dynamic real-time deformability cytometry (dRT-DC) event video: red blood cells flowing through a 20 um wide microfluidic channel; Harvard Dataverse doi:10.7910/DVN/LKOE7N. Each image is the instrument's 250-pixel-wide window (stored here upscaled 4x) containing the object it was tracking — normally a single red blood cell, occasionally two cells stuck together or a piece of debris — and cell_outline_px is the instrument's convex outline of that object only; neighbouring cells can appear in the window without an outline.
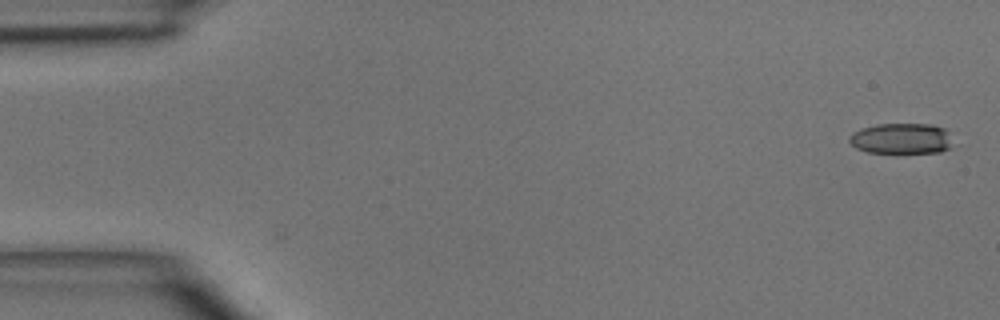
{"species": "common noctule bat (a hibernating species)", "species_latin": "Nyctalus noctula", "temperature_condition": "room temperature", "stored_images_in_passage": 4, "segment_of_instrument_passage": [2, 2], "camera_frame_rate_fps": 3000, "um_per_image_px": 0.085, "animal": {"sex": "male", "body_mass_g": 15.6}, "frame": {"image": 1, "passage_image": 4, "time_ms": 3.333, "image_size_px": [1000, 320], "cell_outline_px": [[952, 148], [940, 152], [868, 152], [856, 148], [848, 140], [848, 136], [852, 132], [876, 124], [932, 124], [944, 128], [948, 132]], "centroid_in_image_um": [76.62, 11.77], "position_along_channel_um": 8.4, "area_um2": 18.44}}